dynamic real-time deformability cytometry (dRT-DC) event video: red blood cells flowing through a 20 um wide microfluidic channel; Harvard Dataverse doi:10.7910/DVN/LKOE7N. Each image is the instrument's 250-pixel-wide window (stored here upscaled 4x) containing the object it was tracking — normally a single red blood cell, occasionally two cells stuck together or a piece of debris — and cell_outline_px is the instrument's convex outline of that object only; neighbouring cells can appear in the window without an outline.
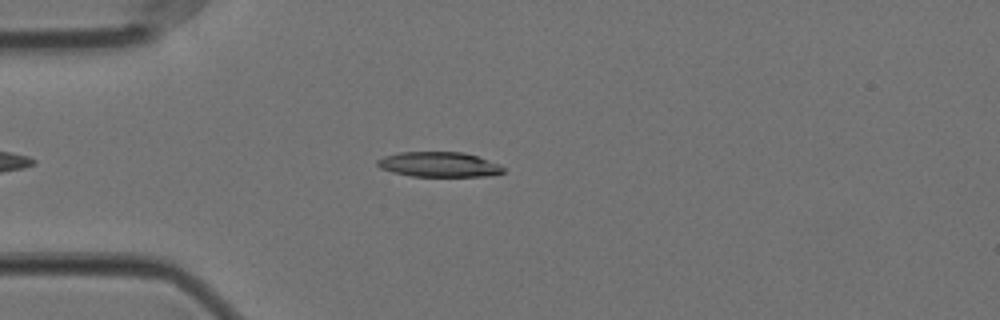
{"species": "Egyptian fruit bat (a non-hibernating species)", "species_latin": "Rousettus aegyptiacus", "temperature_condition": "cold", "stored_images_in_passage": 45, "camera_frame_rate_fps": 3000, "um_per_image_px": 0.085, "animal": {"sex": "female"}, "frame": {"image": 1, "passage_image": 8, "time_ms": 2.333, "image_size_px": [1000, 320], "cell_outline_px": [[504, 172], [492, 176], [412, 176], [392, 172], [380, 168], [376, 164], [376, 160], [384, 156], [400, 152], [464, 152], [500, 164], [504, 168]], "centroid_in_image_um": [37.31, 13.98], "position_along_channel_um": 47.7, "area_um2": 18.38}}
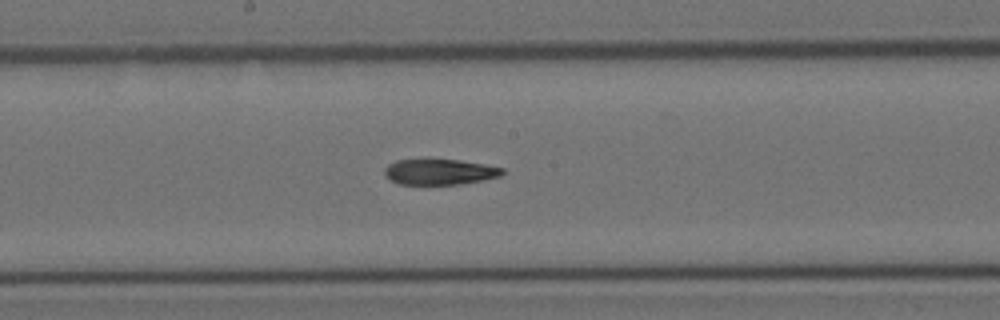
{"frame": {"image": 2, "passage_image": 23, "time_ms": 7.333, "image_size_px": [1000, 320], "cell_outline_px": [[504, 172], [500, 176], [480, 180], [456, 184], [400, 184], [384, 176], [384, 168], [388, 164], [396, 160], [460, 160], [484, 164], [504, 168]], "centroid_in_image_um": [37.34, 14.6], "position_along_channel_um": 210.9, "area_um2": 17.34}}
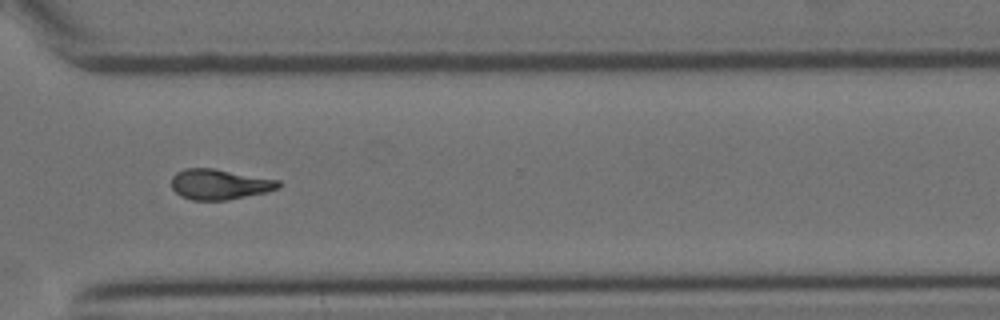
{"frame": {"image": 3, "passage_image": 35, "time_ms": 11.333, "image_size_px": [1000, 320], "cell_outline_px": [[280, 188], [268, 192], [228, 200], [192, 200], [180, 196], [172, 188], [172, 176], [176, 172], [184, 168], [212, 168], [280, 180]], "centroid_in_image_um": [18.67, 15.67], "position_along_channel_um": 351.9, "area_um2": 19.07}, "authors_computed_cell_mechanics": {"area_um2": 18.6694, "velocity_mm_per_s": 3.5341, "shape_relaxation_time_tau1_ms": null, "shape_relaxation_time_tau2_ms": 7.4536, "deformation_change_tau1": null, "deformation_change_tau2": 0.173}}